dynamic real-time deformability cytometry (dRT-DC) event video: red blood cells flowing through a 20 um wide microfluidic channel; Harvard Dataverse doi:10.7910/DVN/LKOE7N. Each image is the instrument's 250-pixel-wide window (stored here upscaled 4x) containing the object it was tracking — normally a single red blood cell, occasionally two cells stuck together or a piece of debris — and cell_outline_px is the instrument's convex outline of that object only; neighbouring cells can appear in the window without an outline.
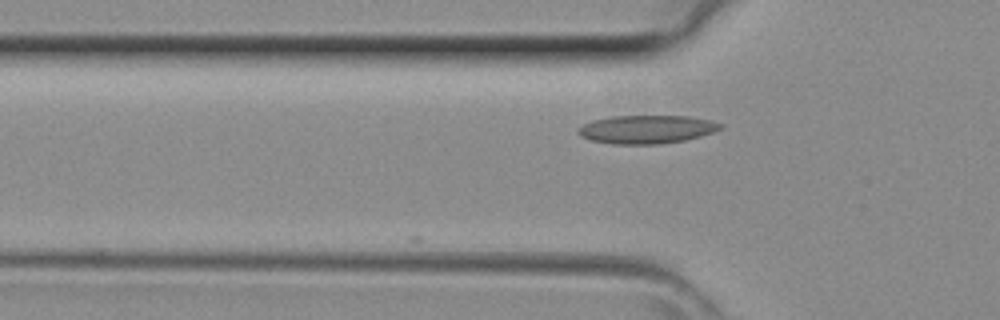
{"species": "common noctule bat (a hibernating species)", "species_latin": "Nyctalus noctula", "temperature_condition": "room temperature", "stored_images_in_passage": 2, "camera_frame_rate_fps": 3000, "um_per_image_px": 0.085, "animal": {"sex": "female", "body_mass_g": 29.2, "forearm_length_mm": 56.3}, "frame": {"image": 1, "passage_image": 2, "time_ms": 0.333, "image_size_px": [1000, 320], "cell_outline_px": [[724, 124], [720, 128], [712, 132], [700, 136], [684, 140], [660, 144], [612, 144], [592, 140], [580, 136], [576, 132], [576, 128], [592, 120], [612, 116], [688, 116], [712, 120]], "centroid_in_image_um": [54.94, 10.99], "position_along_channel_um": 70.9, "area_um2": 23.52}}